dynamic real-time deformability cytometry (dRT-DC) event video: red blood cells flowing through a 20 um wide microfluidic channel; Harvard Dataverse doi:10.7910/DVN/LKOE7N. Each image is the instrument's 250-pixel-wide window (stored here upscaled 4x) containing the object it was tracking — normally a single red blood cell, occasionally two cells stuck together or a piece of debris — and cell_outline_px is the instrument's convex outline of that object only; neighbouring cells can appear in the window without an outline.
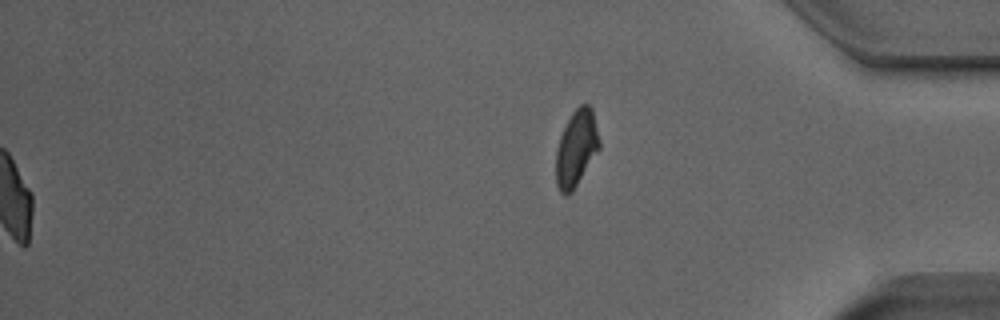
{"species": "Egyptian fruit bat (a non-hibernating species)", "species_latin": "Rousettus aegyptiacus", "temperature_condition": "room temperature", "stored_images_in_passage": 41, "segment_of_instrument_passage": [2, 2], "camera_frame_rate_fps": 3000, "um_per_image_px": 0.085, "animal": {"sex": "male"}, "frame": {"image": 1, "passage_image": 41, "time_ms": 13.333, "image_size_px": [1000, 320], "cell_outline_px": [[600, 148], [572, 192], [564, 196], [560, 192], [556, 184], [556, 152], [560, 136], [572, 112], [580, 104], [588, 104], [592, 108], [600, 140]], "centroid_in_image_um": [48.99, 12.61], "position_along_channel_um": 386.2, "area_um2": 19.25}}